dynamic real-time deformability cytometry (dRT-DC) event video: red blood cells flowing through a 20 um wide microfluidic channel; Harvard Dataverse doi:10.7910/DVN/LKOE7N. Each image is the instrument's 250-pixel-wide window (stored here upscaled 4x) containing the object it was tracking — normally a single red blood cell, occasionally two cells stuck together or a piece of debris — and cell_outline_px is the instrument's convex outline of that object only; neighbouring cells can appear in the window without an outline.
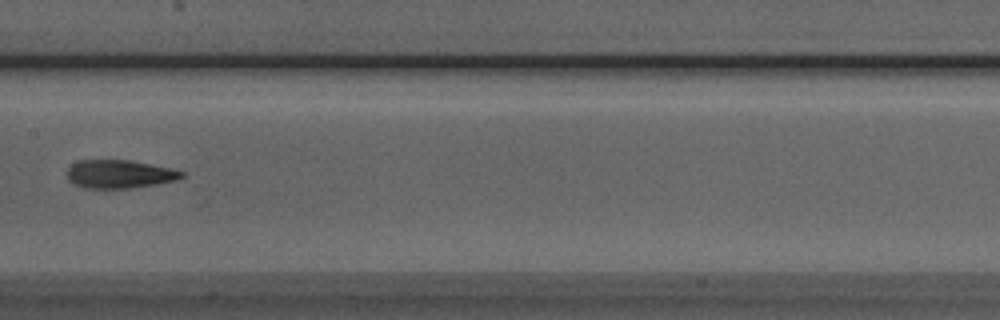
{"species": "Egyptian fruit bat (a non-hibernating species)", "species_latin": "Rousettus aegyptiacus", "temperature_condition": "room temperature", "stored_images_in_passage": 6, "camera_frame_rate_fps": 3000, "um_per_image_px": 0.085, "animal": {"sex": "male"}, "frame": {"image": 1, "passage_image": 6, "time_ms": 5.667, "image_size_px": [1000, 320], "cell_outline_px": [[184, 176], [176, 180], [156, 184], [128, 188], [84, 188], [68, 180], [68, 168], [72, 164], [80, 160], [128, 160], [168, 168], [184, 172]], "centroid_in_image_um": [10.13, 14.8], "position_along_channel_um": 197.3, "area_um2": 18.55}}